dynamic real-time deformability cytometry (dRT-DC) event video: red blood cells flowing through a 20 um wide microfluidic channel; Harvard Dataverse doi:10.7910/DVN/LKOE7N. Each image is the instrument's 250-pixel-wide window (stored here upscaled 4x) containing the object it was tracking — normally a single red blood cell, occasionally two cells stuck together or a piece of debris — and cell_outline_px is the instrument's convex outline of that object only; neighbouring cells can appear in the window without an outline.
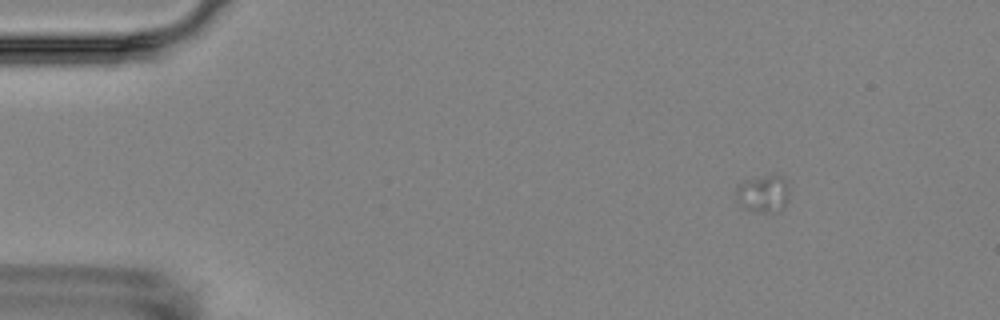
{"species": "Egyptian fruit bat (a non-hibernating species)", "species_latin": "Rousettus aegyptiacus", "temperature_condition": "room temperature", "stored_images_in_passage": 4, "camera_frame_rate_fps": 3000, "um_per_image_px": 0.085, "animal": {"sex": "female"}, "frame": {"image": 1, "passage_image": 2, "time_ms": 1.0, "image_size_px": [1000, 320], "cell_outline_px": [[788, 200], [780, 208], [768, 212], [760, 212], [740, 208], [736, 200], [736, 184], [744, 180], [768, 176], [784, 176], [788, 188]], "centroid_in_image_um": [64.8, 16.46], "position_along_channel_um": 20.2, "area_um2": 11.5}}